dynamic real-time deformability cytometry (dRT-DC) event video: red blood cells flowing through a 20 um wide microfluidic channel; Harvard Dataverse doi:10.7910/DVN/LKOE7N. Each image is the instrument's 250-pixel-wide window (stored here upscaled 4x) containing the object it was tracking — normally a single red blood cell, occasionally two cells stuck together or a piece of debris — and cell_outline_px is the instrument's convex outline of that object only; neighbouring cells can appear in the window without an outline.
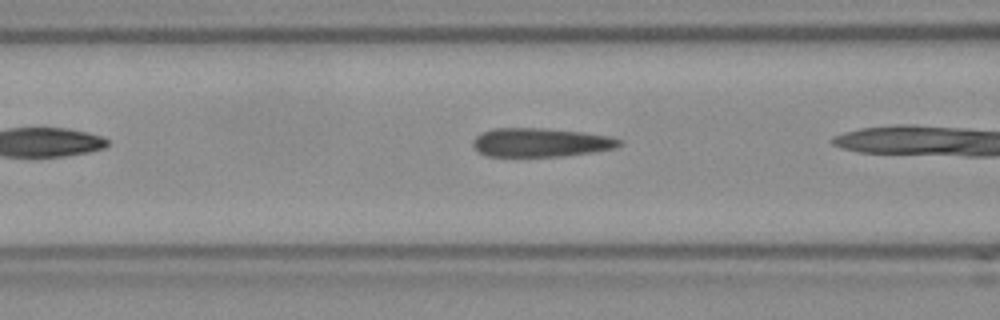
{"species": "Egyptian fruit bat (a non-hibernating species)", "species_latin": "Rousettus aegyptiacus", "temperature_condition": "room temperature", "stored_images_in_passage": 8, "camera_frame_rate_fps": 3000, "um_per_image_px": 0.085, "frame": {"image": 1, "passage_image": 6, "time_ms": 1.667, "image_size_px": [1000, 320], "cell_outline_px": [[624, 144], [616, 148], [592, 152], [560, 156], [484, 156], [472, 144], [472, 140], [476, 136], [484, 132], [496, 128], [540, 128], [580, 132], [612, 136], [624, 140]], "centroid_in_image_um": [46.01, 12.11], "position_along_channel_um": 120.6, "area_um2": 24.51}}